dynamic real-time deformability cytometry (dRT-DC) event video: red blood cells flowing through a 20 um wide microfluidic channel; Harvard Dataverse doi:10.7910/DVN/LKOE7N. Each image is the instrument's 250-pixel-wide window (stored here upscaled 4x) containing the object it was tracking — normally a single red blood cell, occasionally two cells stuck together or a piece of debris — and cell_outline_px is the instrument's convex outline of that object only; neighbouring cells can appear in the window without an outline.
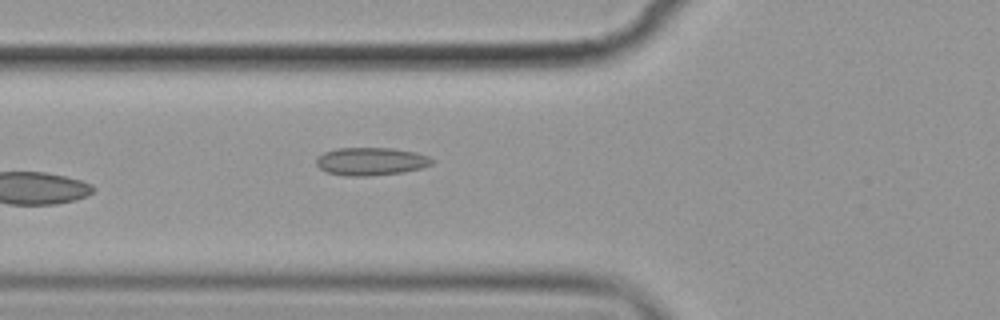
{"species": "common noctule bat (a hibernating species)", "species_latin": "Nyctalus noctula", "temperature_condition": "cold", "stored_images_in_passage": 6, "camera_frame_rate_fps": 3000, "um_per_image_px": 0.085, "animal": {"sex": "female", "body_mass_g": 19.9}, "frame": {"image": 1, "passage_image": 6, "time_ms": 5.667, "image_size_px": [1000, 320], "cell_outline_px": [[436, 160], [432, 164], [420, 168], [404, 172], [368, 176], [348, 176], [328, 172], [320, 168], [316, 164], [316, 156], [324, 152], [336, 148], [392, 148], [416, 152], [428, 156]], "centroid_in_image_um": [31.54, 13.71], "position_along_channel_um": 94.3, "area_um2": 18.9}}